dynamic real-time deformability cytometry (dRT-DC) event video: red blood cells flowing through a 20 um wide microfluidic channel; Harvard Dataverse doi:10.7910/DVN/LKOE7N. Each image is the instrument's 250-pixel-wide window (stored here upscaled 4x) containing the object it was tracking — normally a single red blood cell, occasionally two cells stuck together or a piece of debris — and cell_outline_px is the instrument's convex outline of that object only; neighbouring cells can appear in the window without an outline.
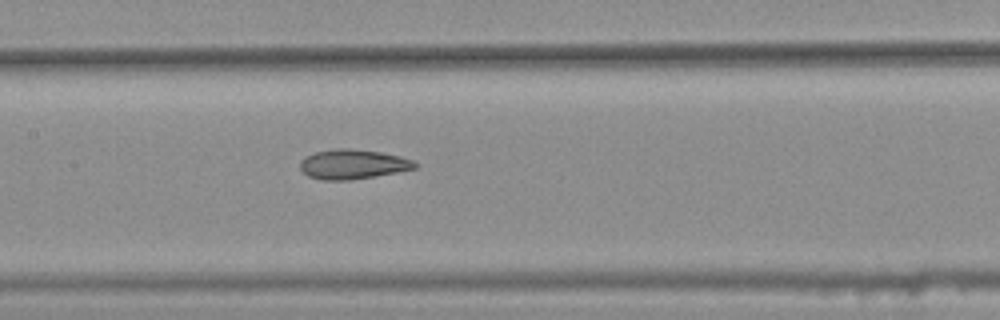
{"species": "common noctule bat (a hibernating species)", "species_latin": "Nyctalus noctula", "temperature_condition": "warm", "stored_images_in_passage": 6, "camera_frame_rate_fps": 3000, "um_per_image_px": 0.085, "animal": {"sex": "female", "body_mass_g": 25.1}, "frame": {"image": 1, "passage_image": 6, "time_ms": 1.667, "image_size_px": [1000, 320], "cell_outline_px": [[420, 164], [416, 168], [396, 172], [352, 180], [320, 180], [308, 176], [300, 168], [300, 160], [304, 156], [316, 152], [336, 148], [348, 148], [380, 152], [400, 156], [412, 160]], "centroid_in_image_um": [29.97, 13.96], "position_along_channel_um": 177.4, "area_um2": 19.88}}